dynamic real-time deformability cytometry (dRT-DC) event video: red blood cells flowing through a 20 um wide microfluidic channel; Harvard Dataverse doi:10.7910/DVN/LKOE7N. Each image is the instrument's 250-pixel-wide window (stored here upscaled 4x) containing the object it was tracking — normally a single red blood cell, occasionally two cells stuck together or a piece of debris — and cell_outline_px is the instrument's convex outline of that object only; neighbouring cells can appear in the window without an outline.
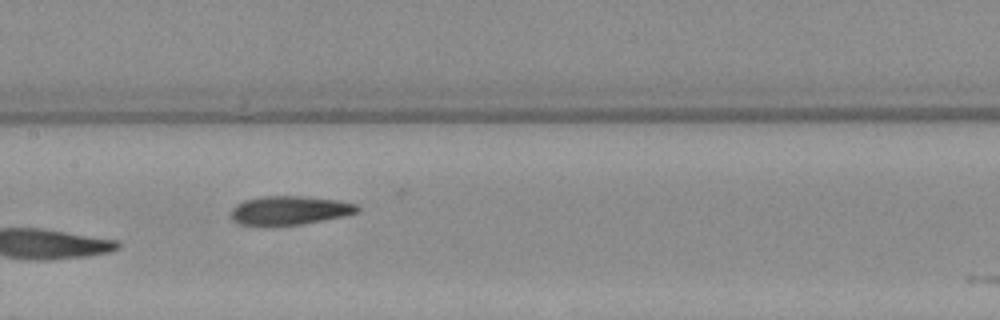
{"species": "Egyptian fruit bat (a non-hibernating species)", "species_latin": "Rousettus aegyptiacus", "temperature_condition": "warm", "stored_images_in_passage": 5, "camera_frame_rate_fps": 3000, "um_per_image_px": 0.085, "animal": {"sex": "female"}, "frame": {"image": 1, "passage_image": 4, "time_ms": 3.667, "image_size_px": [1000, 320], "cell_outline_px": [[360, 208], [356, 212], [344, 216], [304, 224], [240, 224], [232, 220], [232, 208], [236, 204], [244, 200], [264, 196], [308, 196], [340, 200], [356, 204]], "centroid_in_image_um": [24.65, 17.85], "position_along_channel_um": 182.7, "area_um2": 20.98}}